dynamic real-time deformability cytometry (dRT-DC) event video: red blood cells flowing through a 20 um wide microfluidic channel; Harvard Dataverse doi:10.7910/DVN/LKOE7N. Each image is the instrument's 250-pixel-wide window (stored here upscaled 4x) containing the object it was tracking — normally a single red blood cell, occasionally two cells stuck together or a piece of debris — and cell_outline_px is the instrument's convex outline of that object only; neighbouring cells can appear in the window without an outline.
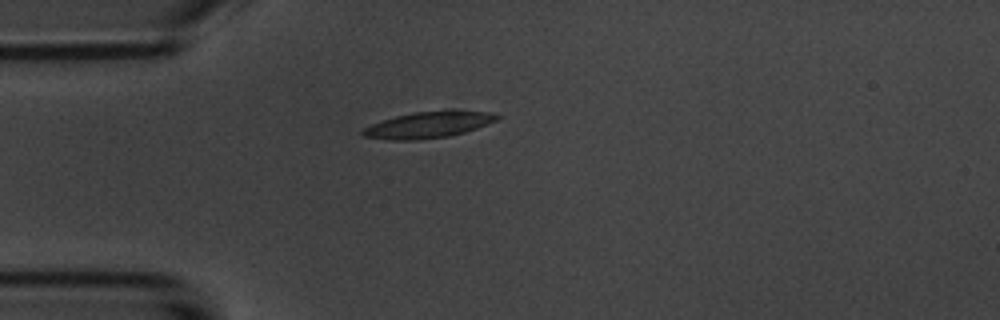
{"species": "common noctule bat (a hibernating species)", "species_latin": "Nyctalus noctula", "temperature_condition": "room temperature", "stored_images_in_passage": 41, "camera_frame_rate_fps": 3000, "um_per_image_px": 0.085, "animal": {"sex": "male", "body_mass_g": 20.1, "forearm_length_mm": 53.5}, "frame": {"image": 1, "passage_image": 1, "time_ms": 0.0, "image_size_px": [1000, 320], "cell_outline_px": [[500, 116], [496, 120], [488, 124], [464, 132], [448, 136], [420, 140], [392, 140], [364, 136], [360, 132], [364, 128], [372, 124], [396, 116], [412, 112], [488, 112]], "centroid_in_image_um": [36.35, 10.64], "position_along_channel_um": 48.6, "area_um2": 19.77}}
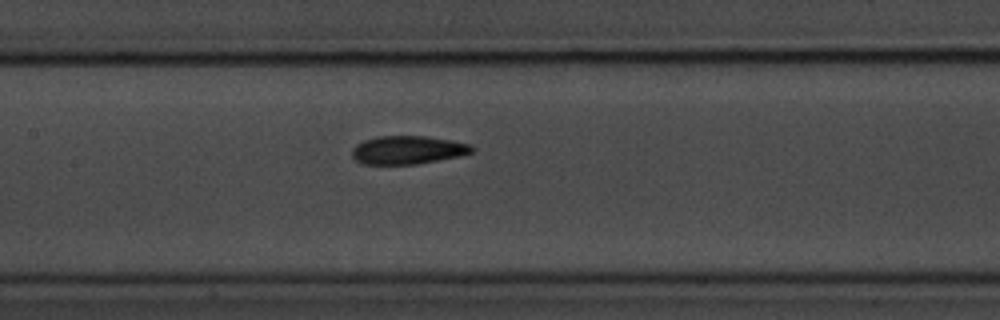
{"frame": {"image": 2, "passage_image": 12, "time_ms": 3.667, "image_size_px": [1000, 320], "cell_outline_px": [[476, 152], [460, 156], [416, 164], [360, 164], [352, 156], [352, 148], [356, 144], [364, 140], [376, 136], [424, 136], [448, 140], [468, 144], [476, 148]], "centroid_in_image_um": [34.65, 12.75], "position_along_channel_um": 172.8, "area_um2": 19.83}}
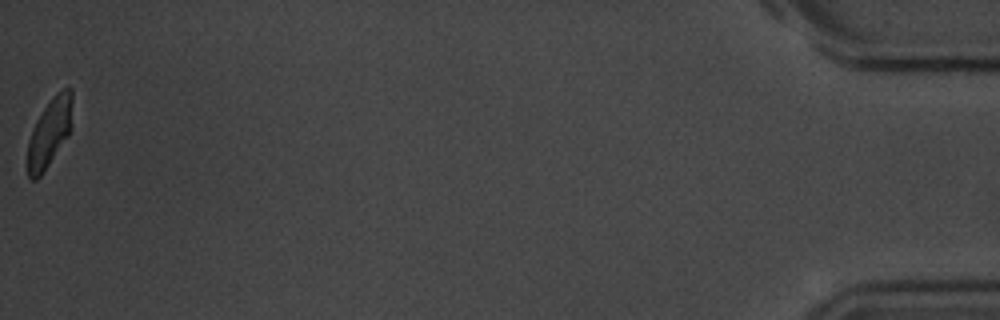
{"frame": {"image": 3, "passage_image": 41, "time_ms": 13.333, "image_size_px": [1000, 320], "cell_outline_px": [[72, 128], [68, 136], [40, 176], [36, 180], [32, 180], [28, 176], [28, 140], [32, 128], [36, 120], [52, 96], [56, 92], [64, 88], [72, 88]], "centroid_in_image_um": [4.23, 11.23], "position_along_channel_um": 431.0, "area_um2": 17.92}, "authors_computed_cell_mechanics": {"area_um2": 19.7676, "velocity_mm_per_s": 3.6962, "shape_relaxation_time_tau1_ms": 3.5462, "shape_relaxation_time_tau2_ms": 1.3728, "deformation_change_tau1": 0.1385, "deformation_change_tau2": 0.0784}}